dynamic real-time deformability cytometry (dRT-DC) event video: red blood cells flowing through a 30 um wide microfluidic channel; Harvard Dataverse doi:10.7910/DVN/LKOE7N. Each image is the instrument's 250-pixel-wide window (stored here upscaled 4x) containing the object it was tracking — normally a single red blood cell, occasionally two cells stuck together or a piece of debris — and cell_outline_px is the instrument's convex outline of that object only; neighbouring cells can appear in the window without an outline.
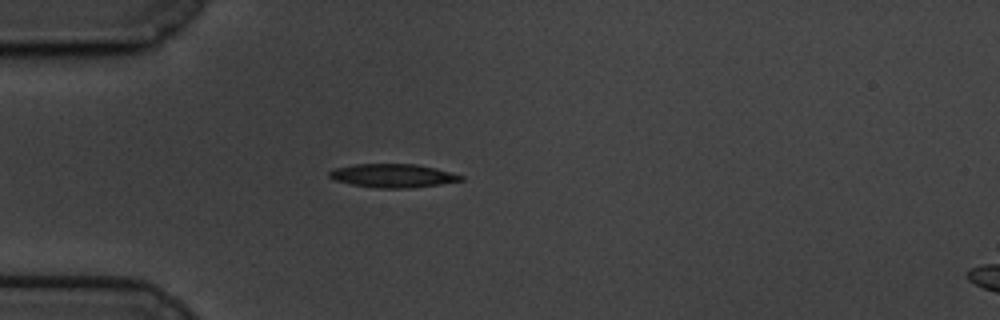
{"species": "common noctule bat (a hibernating species)", "species_latin": "Nyctalus noctula", "temperature_condition": "cold", "stored_images_in_passage": 39, "camera_frame_rate_fps": 3000, "um_per_image_px": 0.085, "animal": {"sex": "male", "body_mass_g": 19.5, "forearm_length_mm": 54.6}, "frame": {"image": 1, "passage_image": 1, "time_ms": 0.0, "image_size_px": [1000, 320], "cell_outline_px": [[464, 180], [440, 184], [408, 188], [380, 188], [352, 184], [336, 180], [328, 176], [328, 172], [336, 168], [356, 164], [416, 164], [436, 168], [464, 176]], "centroid_in_image_um": [33.42, 14.93], "position_along_channel_um": 51.6, "area_um2": 17.86}}
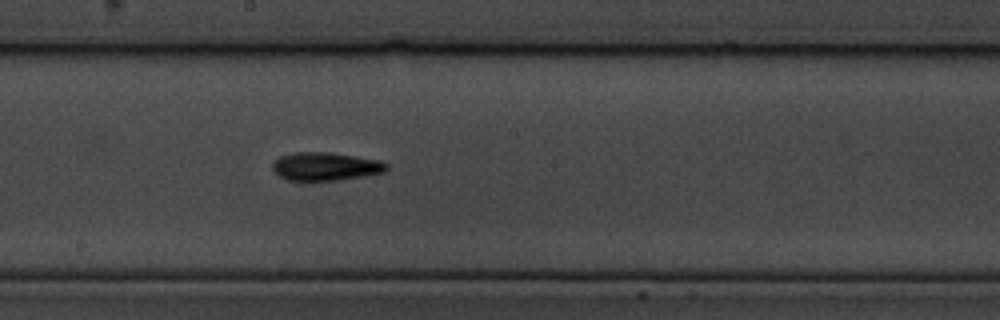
{"frame": {"image": 2, "passage_image": 17, "time_ms": 5.333, "image_size_px": [1000, 320], "cell_outline_px": [[388, 168], [384, 172], [364, 176], [336, 180], [288, 180], [280, 176], [272, 168], [272, 164], [280, 156], [292, 152], [328, 152], [356, 156], [380, 160], [388, 164]], "centroid_in_image_um": [27.68, 14.13], "position_along_channel_um": 220.5, "area_um2": 18.67}}
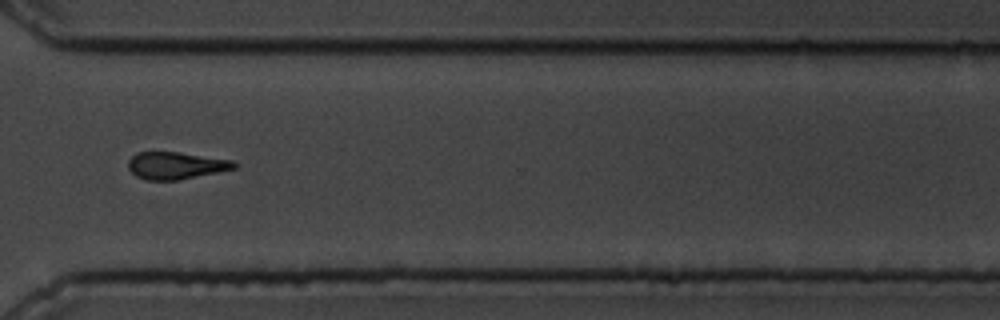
{"frame": {"image": 3, "passage_image": 29, "time_ms": 9.333, "image_size_px": [1000, 320], "cell_outline_px": [[236, 168], [220, 172], [180, 180], [144, 180], [136, 176], [128, 168], [128, 160], [136, 152], [180, 152], [232, 160], [236, 164]], "centroid_in_image_um": [14.94, 14.07], "position_along_channel_um": 355.7, "area_um2": 16.94}, "authors_computed_cell_mechanics": {"area_um2": 18.3226, "velocity_mm_per_s": 3.3797, "shape_relaxation_time_tau1_ms": 3.078, "shape_relaxation_time_tau2_ms": 9.6042, "deformation_change_tau1": 0.1514, "deformation_change_tau2": 0.2153}}